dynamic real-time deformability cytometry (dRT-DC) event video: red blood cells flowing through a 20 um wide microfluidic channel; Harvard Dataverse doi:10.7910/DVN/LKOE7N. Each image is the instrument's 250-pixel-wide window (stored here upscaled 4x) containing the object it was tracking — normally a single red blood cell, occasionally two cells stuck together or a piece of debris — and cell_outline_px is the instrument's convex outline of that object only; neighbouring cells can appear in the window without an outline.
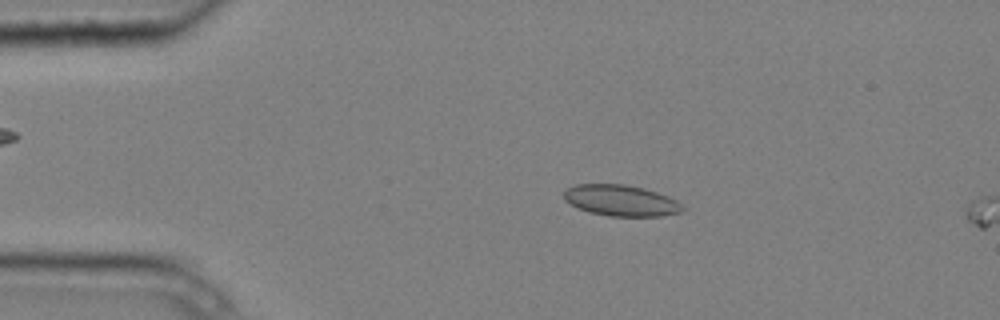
{"species": "common noctule bat (a hibernating species)", "species_latin": "Nyctalus noctula", "temperature_condition": "cold", "stored_images_in_passage": 4, "segment_of_instrument_passage": [1, 2], "camera_frame_rate_fps": 3000, "um_per_image_px": 0.085, "animal": {"sex": "male", "body_mass_g": 20.4}, "frame": {"image": 1, "passage_image": 3, "time_ms": 0.667, "image_size_px": [1000, 320], "cell_outline_px": [[688, 208], [680, 212], [664, 216], [608, 216], [588, 212], [564, 200], [564, 192], [568, 188], [576, 184], [624, 184], [644, 188], [668, 196], [676, 200]], "centroid_in_image_um": [52.83, 17.05], "position_along_channel_um": 32.2, "area_um2": 21.56}}